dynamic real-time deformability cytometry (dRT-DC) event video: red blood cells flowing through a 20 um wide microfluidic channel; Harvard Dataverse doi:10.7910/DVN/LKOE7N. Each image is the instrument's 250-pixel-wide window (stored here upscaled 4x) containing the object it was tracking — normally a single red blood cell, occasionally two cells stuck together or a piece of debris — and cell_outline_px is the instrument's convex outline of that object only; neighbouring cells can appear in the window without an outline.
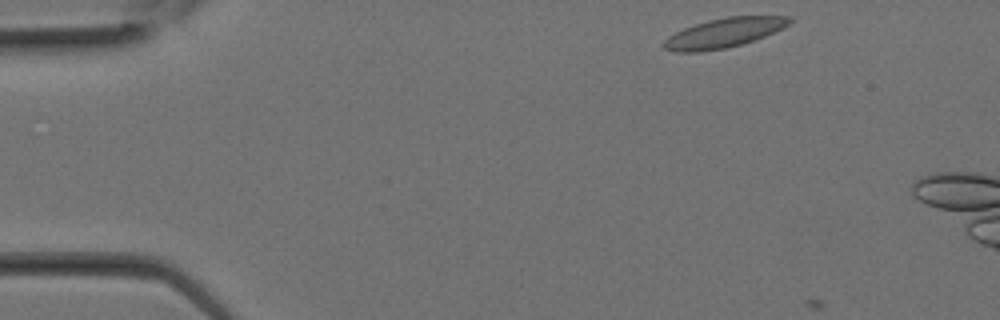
{"species": "Egyptian fruit bat (a non-hibernating species)", "species_latin": "Rousettus aegyptiacus", "temperature_condition": "room temperature", "stored_images_in_passage": 2, "camera_frame_rate_fps": 3000, "um_per_image_px": 0.085, "animal": {"sex": "female"}, "frame": {"image": 1, "passage_image": 1, "time_ms": 0.0, "image_size_px": [1000, 320], "cell_outline_px": [[792, 20], [784, 28], [764, 36], [740, 44], [724, 48], [700, 52], [676, 52], [664, 48], [664, 40], [668, 36], [684, 28], [708, 20], [728, 16], [792, 16]], "centroid_in_image_um": [61.54, 2.79], "position_along_channel_um": 23.5, "area_um2": 21.33}}